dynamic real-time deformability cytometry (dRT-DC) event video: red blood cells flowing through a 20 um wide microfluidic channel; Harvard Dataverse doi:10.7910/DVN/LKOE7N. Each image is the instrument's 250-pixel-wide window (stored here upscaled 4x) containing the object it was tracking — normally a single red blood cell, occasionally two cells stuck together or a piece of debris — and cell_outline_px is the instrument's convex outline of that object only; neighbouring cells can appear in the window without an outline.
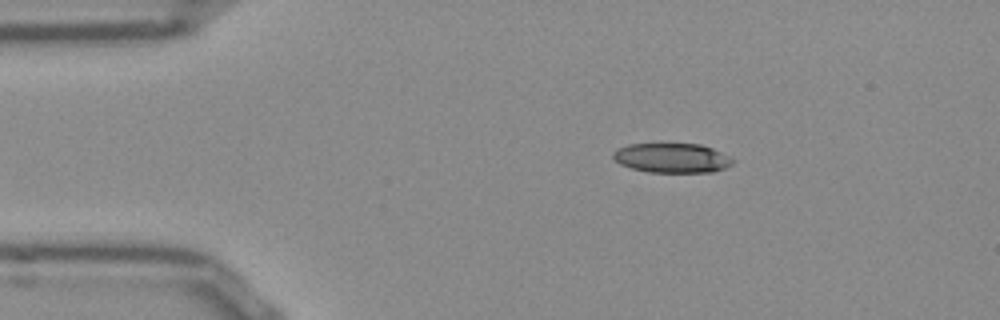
{"species": "Egyptian fruit bat (a non-hibernating species)", "species_latin": "Rousettus aegyptiacus", "temperature_condition": "room temperature", "stored_images_in_passage": 44, "camera_frame_rate_fps": 3000, "um_per_image_px": 0.085, "frame": {"image": 1, "passage_image": 1, "time_ms": 0.0, "image_size_px": [1000, 320], "cell_outline_px": [[736, 160], [732, 164], [724, 168], [712, 172], [648, 172], [632, 168], [620, 164], [612, 156], [612, 152], [616, 148], [628, 144], [700, 144], [712, 148]], "centroid_in_image_um": [57.1, 13.42], "position_along_channel_um": 27.9, "area_um2": 20.58}}
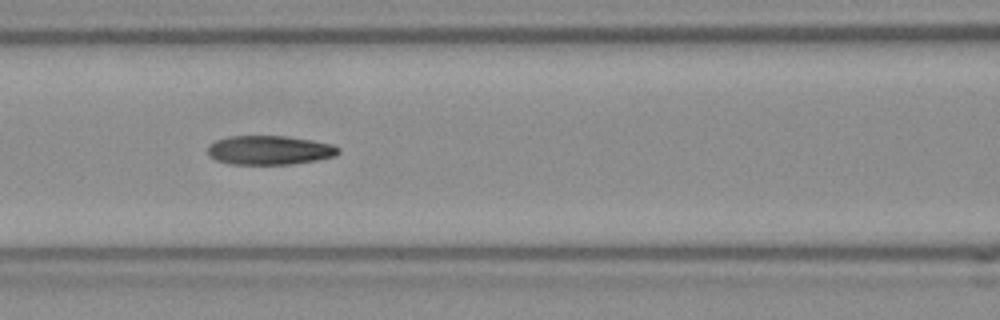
{"frame": {"image": 2, "passage_image": 14, "time_ms": 4.333, "image_size_px": [1000, 320], "cell_outline_px": [[340, 152], [336, 156], [316, 160], [292, 164], [228, 164], [216, 160], [208, 156], [208, 144], [216, 140], [228, 136], [288, 136], [312, 140], [332, 144], [340, 148]], "centroid_in_image_um": [22.9, 12.76], "position_along_channel_um": 143.7, "area_um2": 22.37}}
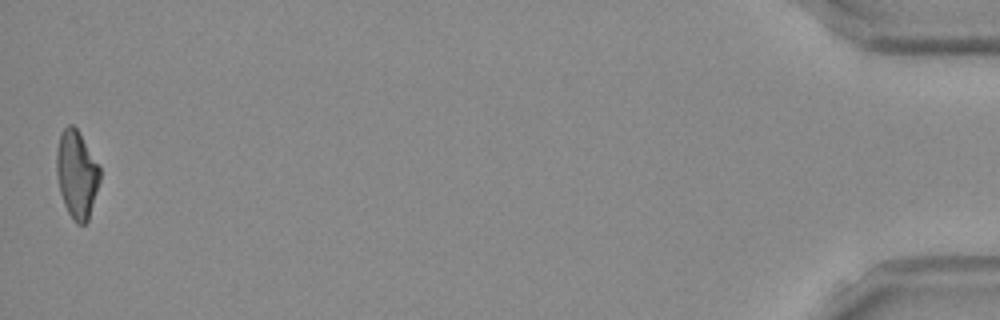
{"frame": {"image": 3, "passage_image": 44, "time_ms": 14.333, "image_size_px": [1000, 320], "cell_outline_px": [[100, 180], [88, 220], [84, 224], [76, 224], [68, 212], [64, 204], [60, 192], [56, 172], [56, 152], [60, 132], [68, 124], [72, 124], [76, 128], [100, 168]], "centroid_in_image_um": [6.5, 14.82], "position_along_channel_um": 428.7, "area_um2": 21.91}, "authors_computed_cell_mechanics": {"area_um2": 22.4553, "velocity_mm_per_s": 3.8485, "shape_relaxation_time_tau1_ms": 4.6103, "shape_relaxation_time_tau2_ms": 2.9507, "deformation_change_tau1": 0.1919, "deformation_change_tau2": 0.1172}}